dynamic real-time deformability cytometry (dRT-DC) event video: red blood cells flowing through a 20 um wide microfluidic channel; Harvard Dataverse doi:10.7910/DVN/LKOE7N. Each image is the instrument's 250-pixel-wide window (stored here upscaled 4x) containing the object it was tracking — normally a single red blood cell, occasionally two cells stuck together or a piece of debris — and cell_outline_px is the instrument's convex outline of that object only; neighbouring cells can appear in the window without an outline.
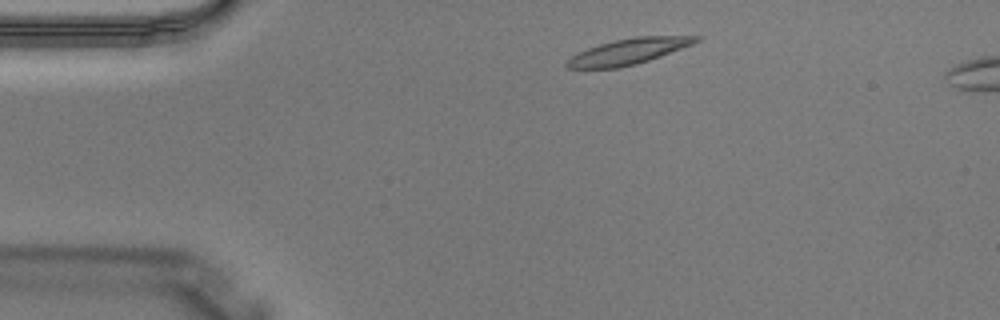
{"species": "Egyptian fruit bat (a non-hibernating species)", "species_latin": "Rousettus aegyptiacus", "temperature_condition": "warm", "stored_images_in_passage": 3, "segment_of_instrument_passage": [2, 2], "camera_frame_rate_fps": 3000, "um_per_image_px": 0.085, "animal": {"sex": "male"}, "frame": {"image": 1, "passage_image": 3, "time_ms": 0.667, "image_size_px": [1000, 320], "cell_outline_px": [[704, 36], [700, 40], [692, 44], [660, 56], [636, 64], [616, 68], [568, 68], [564, 64], [572, 56], [588, 48], [600, 44], [616, 40], [636, 36]], "centroid_in_image_um": [53.44, 4.37], "position_along_channel_um": 31.6, "area_um2": 19.02}}